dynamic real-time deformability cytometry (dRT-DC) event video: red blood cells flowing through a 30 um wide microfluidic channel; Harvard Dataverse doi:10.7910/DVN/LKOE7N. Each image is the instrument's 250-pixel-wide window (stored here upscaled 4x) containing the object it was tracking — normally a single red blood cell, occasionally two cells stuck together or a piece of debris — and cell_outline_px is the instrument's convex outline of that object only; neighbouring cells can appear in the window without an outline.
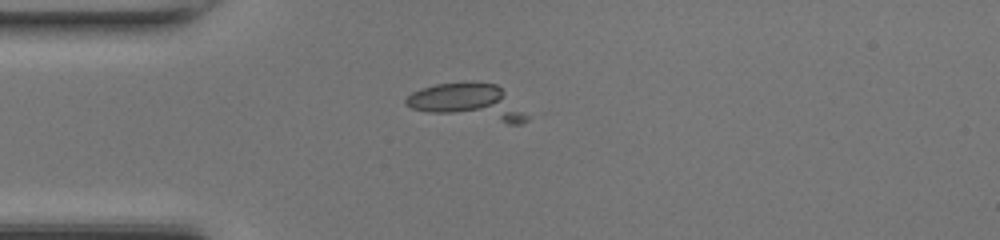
{"species": "common noctule bat (a hibernating species)", "species_latin": "Nyctalus noctula", "temperature_condition": "room temperature", "stored_images_in_passage": 31, "camera_frame_rate_fps": 3000, "um_per_image_px": 0.085, "animal": {"sex": "female", "body_mass_g": 17.0, "forearm_length_mm": 48.0}, "frame": {"image": 1, "passage_image": 14, "time_ms": 4.333, "image_size_px": [1000, 240], "cell_outline_px": [[536, 116], [520, 124], [508, 124], [428, 112], [412, 108], [404, 104], [404, 100], [412, 92], [420, 88], [436, 84], [496, 84]], "centroid_in_image_um": [39.95, 8.73], "position_along_channel_um": 45.0, "area_um2": 25.66}}